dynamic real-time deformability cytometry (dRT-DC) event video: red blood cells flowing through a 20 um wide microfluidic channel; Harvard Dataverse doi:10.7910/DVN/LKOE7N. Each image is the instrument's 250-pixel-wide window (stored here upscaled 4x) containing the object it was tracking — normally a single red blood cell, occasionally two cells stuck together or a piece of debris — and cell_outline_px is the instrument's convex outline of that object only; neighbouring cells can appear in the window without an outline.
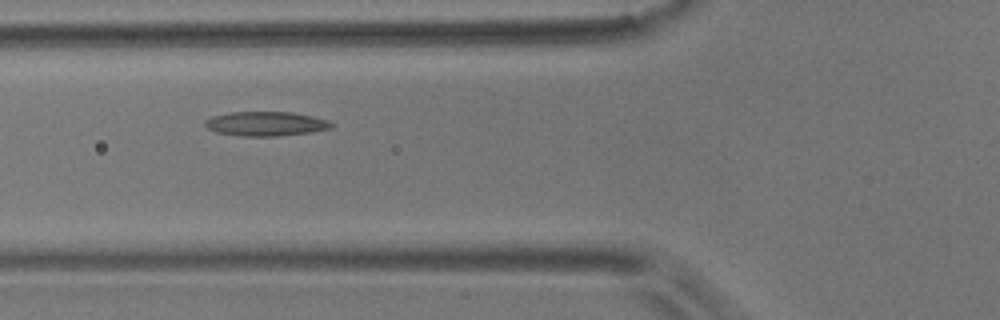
{"species": "common noctule bat (a hibernating species)", "species_latin": "Nyctalus noctula", "temperature_condition": "room temperature", "stored_images_in_passage": 2, "camera_frame_rate_fps": 3000, "um_per_image_px": 0.085, "animal": {"sex": "male", "body_mass_g": 17.9}, "frame": {"image": 1, "passage_image": 2, "time_ms": 2.667, "image_size_px": [1000, 320], "cell_outline_px": [[336, 124], [332, 128], [312, 132], [276, 136], [240, 136], [216, 132], [208, 128], [204, 124], [204, 120], [212, 116], [232, 112], [292, 112], [312, 116], [328, 120]], "centroid_in_image_um": [22.62, 10.52], "position_along_channel_um": 103.2, "area_um2": 18.03}}